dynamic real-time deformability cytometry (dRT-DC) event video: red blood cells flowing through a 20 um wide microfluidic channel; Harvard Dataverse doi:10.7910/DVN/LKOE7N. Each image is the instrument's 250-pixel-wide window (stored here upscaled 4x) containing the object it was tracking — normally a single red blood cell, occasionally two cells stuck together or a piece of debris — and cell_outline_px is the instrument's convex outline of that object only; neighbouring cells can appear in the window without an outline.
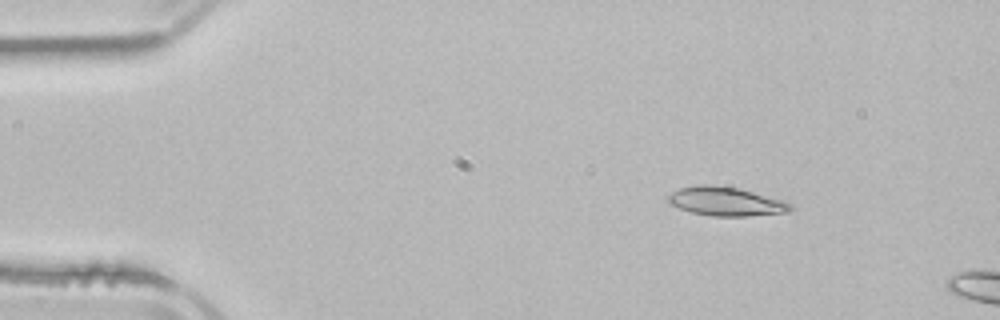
{"species": "common noctule bat (a hibernating species)", "species_latin": "Nyctalus noctula", "temperature_condition": "room temperature", "stored_images_in_passage": 3, "camera_frame_rate_fps": 3000, "um_per_image_px": 0.085, "animal": {"sex": "male", "body_mass_g": 21.5, "forearm_length_mm": 52.0}, "frame": {"image": 1, "passage_image": 1, "time_ms": 0.0, "image_size_px": [1000, 320], "cell_outline_px": [[796, 208], [788, 212], [748, 216], [712, 216], [692, 212], [680, 208], [672, 204], [668, 200], [668, 196], [672, 192], [680, 188], [704, 184], [708, 184], [736, 188], [752, 192], [780, 200], [792, 204]], "centroid_in_image_um": [61.72, 17.13], "position_along_channel_um": 23.3, "area_um2": 20.17}}